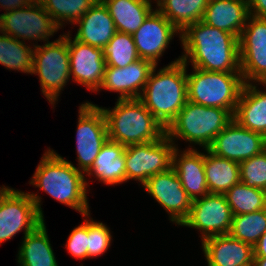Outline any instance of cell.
Returning a JSON list of instances; mask_svg holds the SVG:
<instances>
[{
	"instance_id": "d6986e66",
	"label": "cell",
	"mask_w": 266,
	"mask_h": 266,
	"mask_svg": "<svg viewBox=\"0 0 266 266\" xmlns=\"http://www.w3.org/2000/svg\"><path fill=\"white\" fill-rule=\"evenodd\" d=\"M208 266H253V247L230 234L201 241Z\"/></svg>"
},
{
	"instance_id": "e0dca14e",
	"label": "cell",
	"mask_w": 266,
	"mask_h": 266,
	"mask_svg": "<svg viewBox=\"0 0 266 266\" xmlns=\"http://www.w3.org/2000/svg\"><path fill=\"white\" fill-rule=\"evenodd\" d=\"M68 32V49L70 59V77L78 85L96 92L102 84L106 67L102 48L90 46L70 37Z\"/></svg>"
},
{
	"instance_id": "d6a6232c",
	"label": "cell",
	"mask_w": 266,
	"mask_h": 266,
	"mask_svg": "<svg viewBox=\"0 0 266 266\" xmlns=\"http://www.w3.org/2000/svg\"><path fill=\"white\" fill-rule=\"evenodd\" d=\"M52 19L62 28L75 24L98 0H38ZM66 21V22H65Z\"/></svg>"
},
{
	"instance_id": "ab89813d",
	"label": "cell",
	"mask_w": 266,
	"mask_h": 266,
	"mask_svg": "<svg viewBox=\"0 0 266 266\" xmlns=\"http://www.w3.org/2000/svg\"><path fill=\"white\" fill-rule=\"evenodd\" d=\"M253 266H266V257H254Z\"/></svg>"
},
{
	"instance_id": "6da1fadb",
	"label": "cell",
	"mask_w": 266,
	"mask_h": 266,
	"mask_svg": "<svg viewBox=\"0 0 266 266\" xmlns=\"http://www.w3.org/2000/svg\"><path fill=\"white\" fill-rule=\"evenodd\" d=\"M180 40L184 50L180 59L185 64L191 62L192 67L206 71L241 73L235 35L198 21L180 33Z\"/></svg>"
},
{
	"instance_id": "7a4b0ae2",
	"label": "cell",
	"mask_w": 266,
	"mask_h": 266,
	"mask_svg": "<svg viewBox=\"0 0 266 266\" xmlns=\"http://www.w3.org/2000/svg\"><path fill=\"white\" fill-rule=\"evenodd\" d=\"M87 181L85 174L78 171L71 161H67L49 148L44 152L30 184L85 217L90 213Z\"/></svg>"
},
{
	"instance_id": "9a60e30c",
	"label": "cell",
	"mask_w": 266,
	"mask_h": 266,
	"mask_svg": "<svg viewBox=\"0 0 266 266\" xmlns=\"http://www.w3.org/2000/svg\"><path fill=\"white\" fill-rule=\"evenodd\" d=\"M266 149V137L240 126L234 119L215 137L208 150L214 155L242 162Z\"/></svg>"
},
{
	"instance_id": "d4e9b609",
	"label": "cell",
	"mask_w": 266,
	"mask_h": 266,
	"mask_svg": "<svg viewBox=\"0 0 266 266\" xmlns=\"http://www.w3.org/2000/svg\"><path fill=\"white\" fill-rule=\"evenodd\" d=\"M117 32L133 34L154 10L152 0H102Z\"/></svg>"
},
{
	"instance_id": "1f68e13d",
	"label": "cell",
	"mask_w": 266,
	"mask_h": 266,
	"mask_svg": "<svg viewBox=\"0 0 266 266\" xmlns=\"http://www.w3.org/2000/svg\"><path fill=\"white\" fill-rule=\"evenodd\" d=\"M266 231V208L260 211L235 215L230 235L254 247Z\"/></svg>"
},
{
	"instance_id": "d590c367",
	"label": "cell",
	"mask_w": 266,
	"mask_h": 266,
	"mask_svg": "<svg viewBox=\"0 0 266 266\" xmlns=\"http://www.w3.org/2000/svg\"><path fill=\"white\" fill-rule=\"evenodd\" d=\"M71 256L77 259L88 258V219L72 230L65 245Z\"/></svg>"
},
{
	"instance_id": "277c9868",
	"label": "cell",
	"mask_w": 266,
	"mask_h": 266,
	"mask_svg": "<svg viewBox=\"0 0 266 266\" xmlns=\"http://www.w3.org/2000/svg\"><path fill=\"white\" fill-rule=\"evenodd\" d=\"M100 108L111 141L128 146L154 142L166 135V129L139 98L117 99L113 109Z\"/></svg>"
},
{
	"instance_id": "8d00e7d4",
	"label": "cell",
	"mask_w": 266,
	"mask_h": 266,
	"mask_svg": "<svg viewBox=\"0 0 266 266\" xmlns=\"http://www.w3.org/2000/svg\"><path fill=\"white\" fill-rule=\"evenodd\" d=\"M249 15L266 18V0H248Z\"/></svg>"
},
{
	"instance_id": "5bb4252c",
	"label": "cell",
	"mask_w": 266,
	"mask_h": 266,
	"mask_svg": "<svg viewBox=\"0 0 266 266\" xmlns=\"http://www.w3.org/2000/svg\"><path fill=\"white\" fill-rule=\"evenodd\" d=\"M142 186L168 212L170 221L181 225L188 217L192 199L173 168L150 177Z\"/></svg>"
},
{
	"instance_id": "cb8c5ba5",
	"label": "cell",
	"mask_w": 266,
	"mask_h": 266,
	"mask_svg": "<svg viewBox=\"0 0 266 266\" xmlns=\"http://www.w3.org/2000/svg\"><path fill=\"white\" fill-rule=\"evenodd\" d=\"M125 148L126 146L108 139L86 173L87 176L93 175L106 185L126 182Z\"/></svg>"
},
{
	"instance_id": "8992f818",
	"label": "cell",
	"mask_w": 266,
	"mask_h": 266,
	"mask_svg": "<svg viewBox=\"0 0 266 266\" xmlns=\"http://www.w3.org/2000/svg\"><path fill=\"white\" fill-rule=\"evenodd\" d=\"M187 74L188 101L228 110L234 115L244 86L241 73L214 72L192 67Z\"/></svg>"
},
{
	"instance_id": "7402d4cb",
	"label": "cell",
	"mask_w": 266,
	"mask_h": 266,
	"mask_svg": "<svg viewBox=\"0 0 266 266\" xmlns=\"http://www.w3.org/2000/svg\"><path fill=\"white\" fill-rule=\"evenodd\" d=\"M248 16L246 0H209L201 21L239 38Z\"/></svg>"
},
{
	"instance_id": "e575fe53",
	"label": "cell",
	"mask_w": 266,
	"mask_h": 266,
	"mask_svg": "<svg viewBox=\"0 0 266 266\" xmlns=\"http://www.w3.org/2000/svg\"><path fill=\"white\" fill-rule=\"evenodd\" d=\"M90 213L85 216L88 220V258L101 257L111 245L112 235L110 228L102 222L94 221L90 218Z\"/></svg>"
},
{
	"instance_id": "f1b7e54d",
	"label": "cell",
	"mask_w": 266,
	"mask_h": 266,
	"mask_svg": "<svg viewBox=\"0 0 266 266\" xmlns=\"http://www.w3.org/2000/svg\"><path fill=\"white\" fill-rule=\"evenodd\" d=\"M0 64L10 70L32 73L34 61V43L32 47L21 40L0 32Z\"/></svg>"
},
{
	"instance_id": "3957f363",
	"label": "cell",
	"mask_w": 266,
	"mask_h": 266,
	"mask_svg": "<svg viewBox=\"0 0 266 266\" xmlns=\"http://www.w3.org/2000/svg\"><path fill=\"white\" fill-rule=\"evenodd\" d=\"M187 65L180 56L157 73L155 65L139 98L165 129L188 101Z\"/></svg>"
},
{
	"instance_id": "ba28073f",
	"label": "cell",
	"mask_w": 266,
	"mask_h": 266,
	"mask_svg": "<svg viewBox=\"0 0 266 266\" xmlns=\"http://www.w3.org/2000/svg\"><path fill=\"white\" fill-rule=\"evenodd\" d=\"M31 74L39 77L42 94L54 106L71 77L68 34L60 35L59 39L53 42L34 45Z\"/></svg>"
},
{
	"instance_id": "4fadbf2b",
	"label": "cell",
	"mask_w": 266,
	"mask_h": 266,
	"mask_svg": "<svg viewBox=\"0 0 266 266\" xmlns=\"http://www.w3.org/2000/svg\"><path fill=\"white\" fill-rule=\"evenodd\" d=\"M233 213L224 194H207L192 201L190 213L181 226L199 230L201 240L229 234Z\"/></svg>"
},
{
	"instance_id": "8fae6325",
	"label": "cell",
	"mask_w": 266,
	"mask_h": 266,
	"mask_svg": "<svg viewBox=\"0 0 266 266\" xmlns=\"http://www.w3.org/2000/svg\"><path fill=\"white\" fill-rule=\"evenodd\" d=\"M60 26L46 12L38 0L23 9L0 14V32L17 40H39L50 42Z\"/></svg>"
},
{
	"instance_id": "836d02e7",
	"label": "cell",
	"mask_w": 266,
	"mask_h": 266,
	"mask_svg": "<svg viewBox=\"0 0 266 266\" xmlns=\"http://www.w3.org/2000/svg\"><path fill=\"white\" fill-rule=\"evenodd\" d=\"M240 164V182L266 191V149Z\"/></svg>"
},
{
	"instance_id": "ffe728a7",
	"label": "cell",
	"mask_w": 266,
	"mask_h": 266,
	"mask_svg": "<svg viewBox=\"0 0 266 266\" xmlns=\"http://www.w3.org/2000/svg\"><path fill=\"white\" fill-rule=\"evenodd\" d=\"M182 152L178 148L174 149L172 168L193 201L209 194L204 169V153L194 148H188Z\"/></svg>"
},
{
	"instance_id": "4dcf8cb0",
	"label": "cell",
	"mask_w": 266,
	"mask_h": 266,
	"mask_svg": "<svg viewBox=\"0 0 266 266\" xmlns=\"http://www.w3.org/2000/svg\"><path fill=\"white\" fill-rule=\"evenodd\" d=\"M106 67L124 68L139 58L132 34L116 32L102 48Z\"/></svg>"
},
{
	"instance_id": "74e56055",
	"label": "cell",
	"mask_w": 266,
	"mask_h": 266,
	"mask_svg": "<svg viewBox=\"0 0 266 266\" xmlns=\"http://www.w3.org/2000/svg\"><path fill=\"white\" fill-rule=\"evenodd\" d=\"M35 0H0V7L6 10L4 13L12 12L15 9H23Z\"/></svg>"
},
{
	"instance_id": "4316f807",
	"label": "cell",
	"mask_w": 266,
	"mask_h": 266,
	"mask_svg": "<svg viewBox=\"0 0 266 266\" xmlns=\"http://www.w3.org/2000/svg\"><path fill=\"white\" fill-rule=\"evenodd\" d=\"M204 169L210 194H225L233 185L240 182L239 162L221 158L205 149Z\"/></svg>"
},
{
	"instance_id": "2e32d148",
	"label": "cell",
	"mask_w": 266,
	"mask_h": 266,
	"mask_svg": "<svg viewBox=\"0 0 266 266\" xmlns=\"http://www.w3.org/2000/svg\"><path fill=\"white\" fill-rule=\"evenodd\" d=\"M176 33L180 38L181 32L155 8L132 34L139 58L158 65L159 58Z\"/></svg>"
},
{
	"instance_id": "9c48e42d",
	"label": "cell",
	"mask_w": 266,
	"mask_h": 266,
	"mask_svg": "<svg viewBox=\"0 0 266 266\" xmlns=\"http://www.w3.org/2000/svg\"><path fill=\"white\" fill-rule=\"evenodd\" d=\"M175 148L178 146L167 135L154 142L126 146V182L133 179L143 185L150 177L168 171Z\"/></svg>"
},
{
	"instance_id": "f546056e",
	"label": "cell",
	"mask_w": 266,
	"mask_h": 266,
	"mask_svg": "<svg viewBox=\"0 0 266 266\" xmlns=\"http://www.w3.org/2000/svg\"><path fill=\"white\" fill-rule=\"evenodd\" d=\"M233 216L260 211L266 208V191L239 182L225 194Z\"/></svg>"
},
{
	"instance_id": "44dd1931",
	"label": "cell",
	"mask_w": 266,
	"mask_h": 266,
	"mask_svg": "<svg viewBox=\"0 0 266 266\" xmlns=\"http://www.w3.org/2000/svg\"><path fill=\"white\" fill-rule=\"evenodd\" d=\"M74 38L90 46L103 48L117 32L107 6L98 0L76 23Z\"/></svg>"
},
{
	"instance_id": "603a6c76",
	"label": "cell",
	"mask_w": 266,
	"mask_h": 266,
	"mask_svg": "<svg viewBox=\"0 0 266 266\" xmlns=\"http://www.w3.org/2000/svg\"><path fill=\"white\" fill-rule=\"evenodd\" d=\"M255 83H245L233 115L242 127L266 137V90H258ZM266 87V82H258Z\"/></svg>"
},
{
	"instance_id": "5b68a950",
	"label": "cell",
	"mask_w": 266,
	"mask_h": 266,
	"mask_svg": "<svg viewBox=\"0 0 266 266\" xmlns=\"http://www.w3.org/2000/svg\"><path fill=\"white\" fill-rule=\"evenodd\" d=\"M233 115L226 109L206 107L190 101L180 110L166 129L167 137L197 144L208 149L215 137L232 121Z\"/></svg>"
},
{
	"instance_id": "83f0119b",
	"label": "cell",
	"mask_w": 266,
	"mask_h": 266,
	"mask_svg": "<svg viewBox=\"0 0 266 266\" xmlns=\"http://www.w3.org/2000/svg\"><path fill=\"white\" fill-rule=\"evenodd\" d=\"M157 9L180 31L201 21L209 0H154Z\"/></svg>"
},
{
	"instance_id": "ac0fdd59",
	"label": "cell",
	"mask_w": 266,
	"mask_h": 266,
	"mask_svg": "<svg viewBox=\"0 0 266 266\" xmlns=\"http://www.w3.org/2000/svg\"><path fill=\"white\" fill-rule=\"evenodd\" d=\"M154 66L147 59H138L124 68L105 67L102 84L96 92L101 89L118 92V99L140 98Z\"/></svg>"
},
{
	"instance_id": "30bf717a",
	"label": "cell",
	"mask_w": 266,
	"mask_h": 266,
	"mask_svg": "<svg viewBox=\"0 0 266 266\" xmlns=\"http://www.w3.org/2000/svg\"><path fill=\"white\" fill-rule=\"evenodd\" d=\"M79 117L76 131L78 171L87 173L100 149L109 139L106 119L101 108L92 102L79 106Z\"/></svg>"
},
{
	"instance_id": "7c38bea8",
	"label": "cell",
	"mask_w": 266,
	"mask_h": 266,
	"mask_svg": "<svg viewBox=\"0 0 266 266\" xmlns=\"http://www.w3.org/2000/svg\"><path fill=\"white\" fill-rule=\"evenodd\" d=\"M244 83L266 82V18L249 15L239 37Z\"/></svg>"
},
{
	"instance_id": "f35d334b",
	"label": "cell",
	"mask_w": 266,
	"mask_h": 266,
	"mask_svg": "<svg viewBox=\"0 0 266 266\" xmlns=\"http://www.w3.org/2000/svg\"><path fill=\"white\" fill-rule=\"evenodd\" d=\"M254 257H266V231L259 238L257 244L253 247Z\"/></svg>"
},
{
	"instance_id": "52a82bcc",
	"label": "cell",
	"mask_w": 266,
	"mask_h": 266,
	"mask_svg": "<svg viewBox=\"0 0 266 266\" xmlns=\"http://www.w3.org/2000/svg\"><path fill=\"white\" fill-rule=\"evenodd\" d=\"M31 193L0 187V244L22 230L29 234L45 221L41 197Z\"/></svg>"
},
{
	"instance_id": "484cf974",
	"label": "cell",
	"mask_w": 266,
	"mask_h": 266,
	"mask_svg": "<svg viewBox=\"0 0 266 266\" xmlns=\"http://www.w3.org/2000/svg\"><path fill=\"white\" fill-rule=\"evenodd\" d=\"M45 222L26 234L18 251L20 266H58Z\"/></svg>"
}]
</instances>
